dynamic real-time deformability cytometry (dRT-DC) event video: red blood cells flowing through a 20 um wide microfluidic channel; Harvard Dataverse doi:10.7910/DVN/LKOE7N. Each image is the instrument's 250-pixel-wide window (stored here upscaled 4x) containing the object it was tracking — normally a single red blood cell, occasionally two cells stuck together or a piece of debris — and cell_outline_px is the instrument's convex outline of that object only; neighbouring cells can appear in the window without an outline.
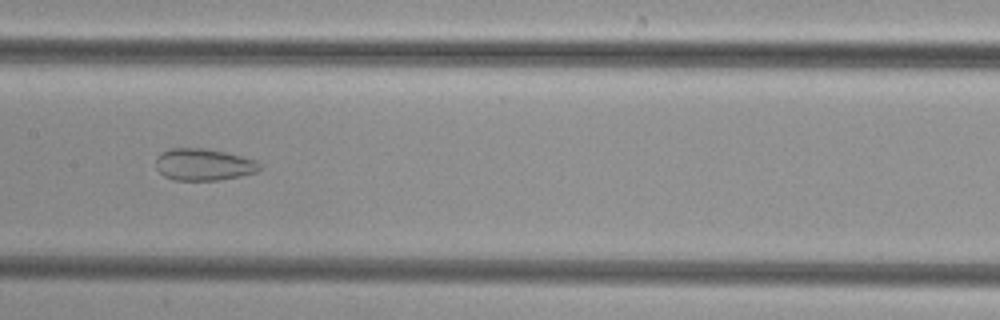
{"species": "common noctule bat (a hibernating species)", "species_latin": "Nyctalus noctula", "temperature_condition": "cold", "stored_images_in_passage": 51, "camera_frame_rate_fps": 3000, "um_per_image_px": 0.085, "animal": {"sex": "female", "body_mass_g": 29.2, "forearm_length_mm": 56.3}, "frame": {"image": 1, "passage_image": 26, "time_ms": 8.333, "image_size_px": [1000, 320], "cell_outline_px": [[260, 168], [256, 172], [240, 176], [216, 180], [172, 180], [164, 176], [156, 168], [156, 156], [160, 152], [172, 148], [208, 148], [256, 160], [260, 164]], "centroid_in_image_um": [17.26, 13.98], "position_along_channel_um": 190.1, "area_um2": 19.31}}
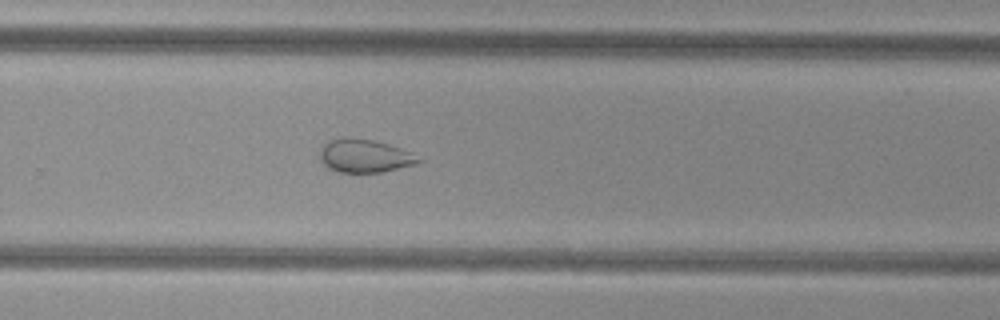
{"frame": {"image": 2, "passage_image": 34, "time_ms": 11.0, "image_size_px": [1000, 320], "cell_outline_px": [[424, 160], [416, 164], [380, 172], [340, 172], [328, 168], [320, 160], [320, 148], [328, 140], [344, 136], [348, 136], [372, 140], [388, 144], [400, 148]], "centroid_in_image_um": [30.94, 13.23], "position_along_channel_um": 298.9, "area_um2": 19.07}}
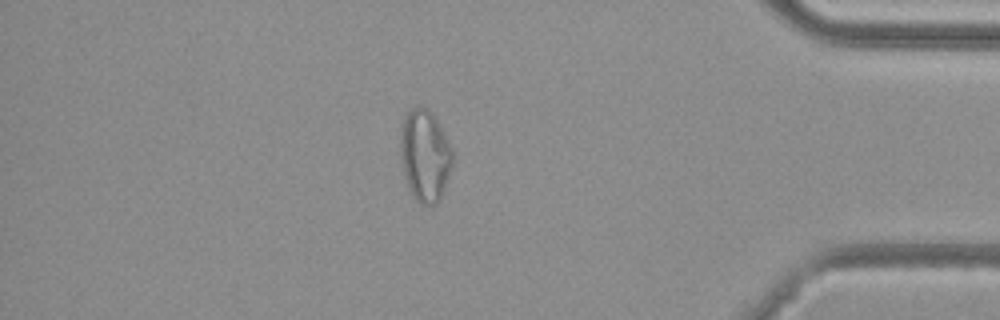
{"frame": {"image": 3, "passage_image": 44, "time_ms": 14.333, "image_size_px": [1000, 320], "cell_outline_px": [[452, 164], [444, 192], [440, 200], [432, 208], [420, 204], [412, 196], [408, 188], [404, 176], [400, 156], [400, 128], [404, 116], [408, 108], [420, 104], [432, 112], [440, 124], [452, 148]], "centroid_in_image_um": [36.1, 13.22], "position_along_channel_um": 399.1, "area_um2": 28.84}}